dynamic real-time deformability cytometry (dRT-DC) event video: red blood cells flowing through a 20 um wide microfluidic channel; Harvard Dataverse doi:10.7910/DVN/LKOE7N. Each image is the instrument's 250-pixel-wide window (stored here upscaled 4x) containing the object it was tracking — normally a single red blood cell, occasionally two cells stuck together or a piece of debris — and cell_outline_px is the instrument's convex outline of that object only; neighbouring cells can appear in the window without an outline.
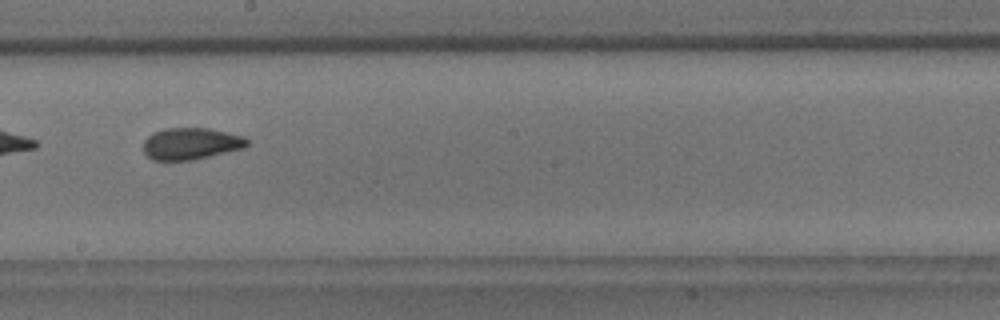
{"species": "common noctule bat (a hibernating species)", "species_latin": "Nyctalus noctula", "temperature_condition": "room temperature", "stored_images_in_passage": 8, "camera_frame_rate_fps": 3000, "um_per_image_px": 0.085, "animal": {"sex": "male", "body_mass_g": 18.8}, "frame": {"image": 1, "passage_image": 6, "time_ms": 5.667, "image_size_px": [1000, 320], "cell_outline_px": [[248, 144], [244, 148], [192, 160], [152, 160], [144, 152], [144, 140], [152, 132], [164, 128], [208, 128], [244, 136], [248, 140]], "centroid_in_image_um": [16.21, 12.2], "position_along_channel_um": 232.0, "area_um2": 19.19}}
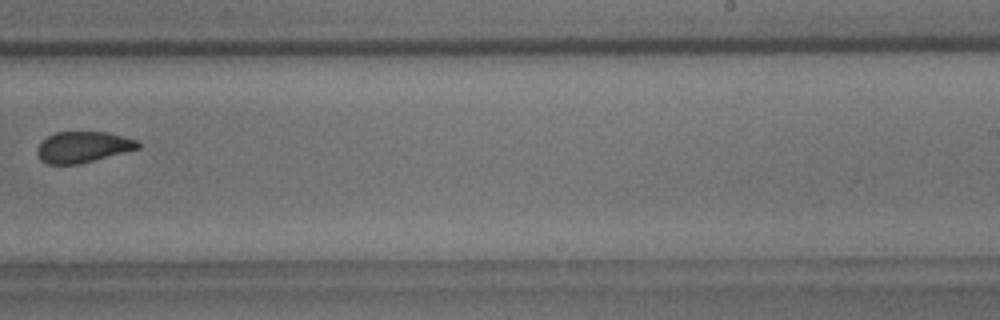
{"frame": {"image": 2, "passage_image": 7, "time_ms": 7.0, "image_size_px": [1000, 320], "cell_outline_px": [[140, 148], [76, 164], [48, 164], [40, 160], [36, 152], [36, 148], [48, 136], [56, 132], [108, 132], [136, 140], [140, 144]], "centroid_in_image_um": [7.02, 12.49], "position_along_channel_um": 282.0, "area_um2": 17.92}}